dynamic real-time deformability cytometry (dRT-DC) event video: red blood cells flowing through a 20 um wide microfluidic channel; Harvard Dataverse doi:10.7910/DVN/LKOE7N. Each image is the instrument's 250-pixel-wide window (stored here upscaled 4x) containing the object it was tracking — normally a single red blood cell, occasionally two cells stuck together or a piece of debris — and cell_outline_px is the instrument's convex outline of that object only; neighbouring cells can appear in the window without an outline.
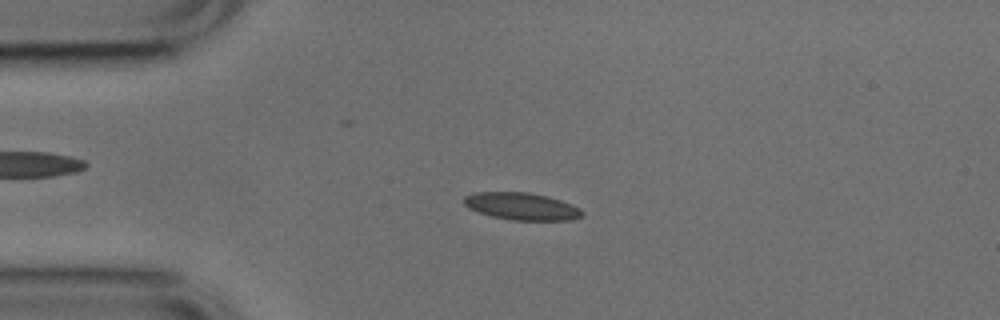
{"species": "common noctule bat (a hibernating species)", "species_latin": "Nyctalus noctula", "temperature_condition": "cold", "stored_images_in_passage": 44, "camera_frame_rate_fps": 3000, "um_per_image_px": 0.085, "animal": {"sex": "male", "body_mass_g": 17.9, "forearm_length_mm": 54.2}, "frame": {"image": 1, "passage_image": 3, "time_ms": 0.667, "image_size_px": [1000, 320], "cell_outline_px": [[584, 212], [580, 216], [572, 220], [512, 220], [492, 216], [468, 208], [464, 204], [464, 196], [472, 192], [528, 192], [548, 196], [572, 204], [580, 208]], "centroid_in_image_um": [44.34, 17.53], "position_along_channel_um": 40.7, "area_um2": 18.79}}
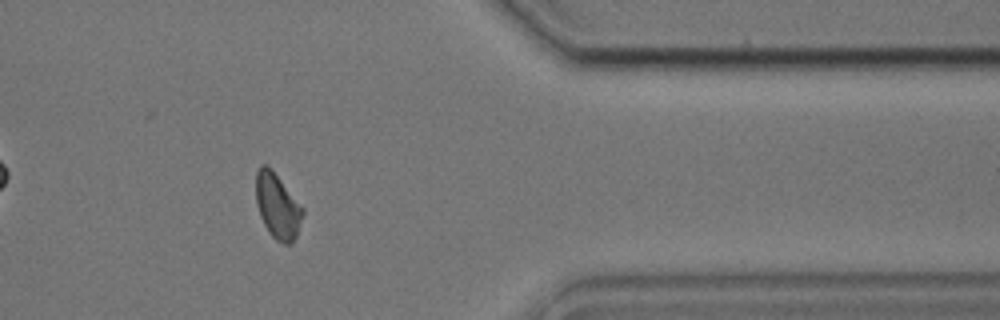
{"frame": {"image": 2, "passage_image": 34, "time_ms": 11.0, "image_size_px": [1000, 320], "cell_outline_px": [[304, 212], [296, 236], [292, 244], [284, 244], [276, 240], [268, 232], [260, 216], [256, 204], [256, 172], [260, 164], [268, 164], [272, 168], [304, 208]], "centroid_in_image_um": [23.58, 17.49], "position_along_channel_um": 387.8, "area_um2": 18.03}}
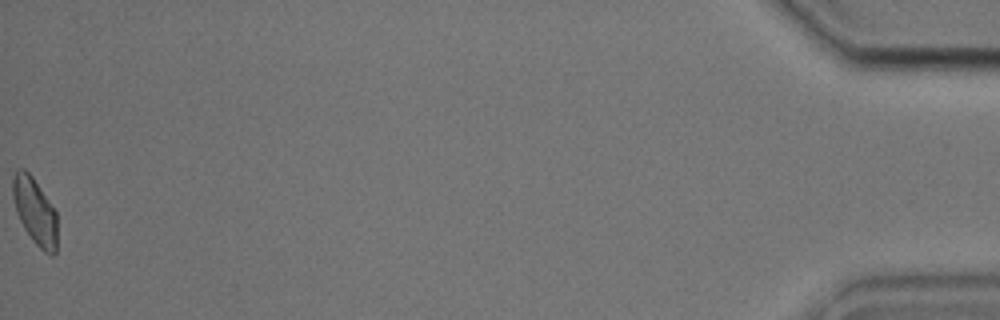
{"frame": {"image": 3, "passage_image": 44, "time_ms": 14.333, "image_size_px": [1000, 320], "cell_outline_px": [[56, 252], [52, 256], [44, 252], [32, 240], [24, 228], [16, 212], [12, 196], [12, 176], [16, 168], [24, 168], [32, 176], [56, 212]], "centroid_in_image_um": [2.93, 17.93], "position_along_channel_um": 432.3, "area_um2": 17.22}, "authors_computed_cell_mechanics": {"area_um2": 18.0625, "velocity_mm_per_s": 3.767, "shape_relaxation_time_tau1_ms": 4.4277, "shape_relaxation_time_tau2_ms": 3.9496, "deformation_change_tau1": 0.0831, "deformation_change_tau2": 0.0995}}